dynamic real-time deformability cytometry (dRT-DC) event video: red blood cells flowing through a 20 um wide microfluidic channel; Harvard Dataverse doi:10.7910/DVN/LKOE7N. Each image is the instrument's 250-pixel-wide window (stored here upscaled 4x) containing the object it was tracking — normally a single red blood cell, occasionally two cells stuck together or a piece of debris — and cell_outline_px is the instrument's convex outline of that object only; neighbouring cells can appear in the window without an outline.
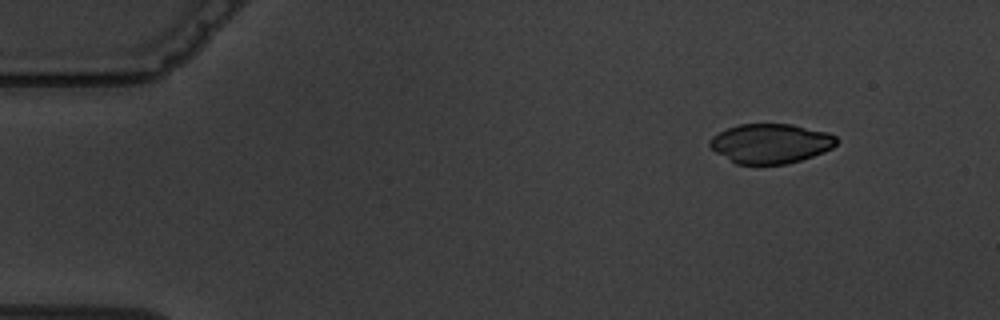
{"species": "common noctule bat (a hibernating species)", "species_latin": "Nyctalus noctula", "temperature_condition": "warm", "stored_images_in_passage": 5, "camera_frame_rate_fps": 3000, "um_per_image_px": 0.085, "animal": {"sex": "male", "body_mass_g": 19.5, "forearm_length_mm": 54.6}, "frame": {"image": 1, "passage_image": 2, "time_ms": 1.333, "image_size_px": [1000, 320], "cell_outline_px": [[840, 140], [832, 148], [824, 152], [800, 160], [784, 164], [736, 164], [716, 152], [708, 144], [708, 140], [712, 136], [728, 128], [740, 124], [792, 124], [828, 132], [836, 136]], "centroid_in_image_um": [65.52, 12.19], "position_along_channel_um": 19.5, "area_um2": 29.25}}